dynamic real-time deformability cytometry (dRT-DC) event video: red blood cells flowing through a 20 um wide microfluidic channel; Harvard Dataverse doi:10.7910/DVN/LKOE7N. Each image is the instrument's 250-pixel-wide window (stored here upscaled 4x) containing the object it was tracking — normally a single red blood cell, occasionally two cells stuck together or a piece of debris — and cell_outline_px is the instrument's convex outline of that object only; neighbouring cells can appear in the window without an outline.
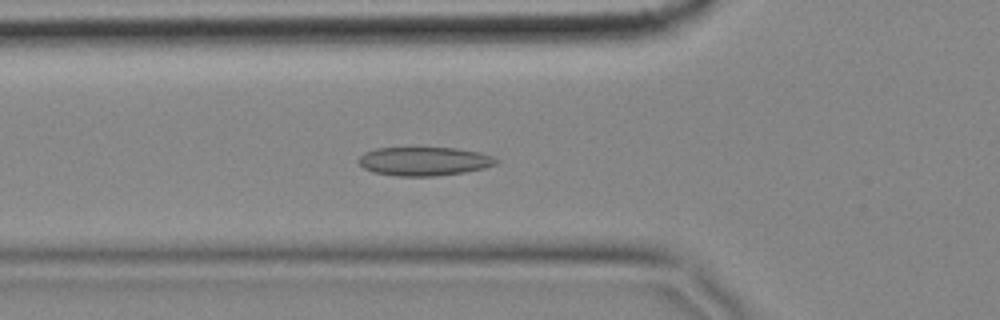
{"species": "common noctule bat (a hibernating species)", "species_latin": "Nyctalus noctula", "temperature_condition": "cold", "stored_images_in_passage": 33, "camera_frame_rate_fps": 3000, "um_per_image_px": 0.085, "animal": {"sex": "female", "body_mass_g": 18.4}, "frame": {"image": 1, "passage_image": 10, "time_ms": 3.0, "image_size_px": [1000, 320], "cell_outline_px": [[500, 160], [496, 164], [484, 168], [464, 172], [436, 176], [396, 176], [372, 172], [364, 168], [360, 164], [360, 156], [364, 152], [376, 148], [456, 148], [480, 152], [492, 156]], "centroid_in_image_um": [36.07, 13.71], "position_along_channel_um": 89.7, "area_um2": 23.0}}
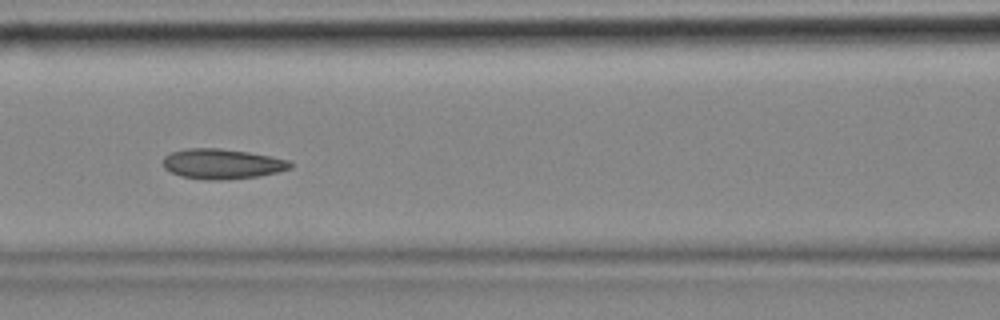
{"frame": {"image": 2, "passage_image": 15, "time_ms": 4.667, "image_size_px": [1000, 320], "cell_outline_px": [[292, 168], [276, 172], [256, 176], [220, 180], [208, 180], [184, 176], [172, 172], [164, 168], [164, 156], [172, 152], [184, 148], [220, 148], [248, 152], [288, 160], [292, 164]], "centroid_in_image_um": [18.86, 13.92], "position_along_channel_um": 147.7, "area_um2": 21.96}}